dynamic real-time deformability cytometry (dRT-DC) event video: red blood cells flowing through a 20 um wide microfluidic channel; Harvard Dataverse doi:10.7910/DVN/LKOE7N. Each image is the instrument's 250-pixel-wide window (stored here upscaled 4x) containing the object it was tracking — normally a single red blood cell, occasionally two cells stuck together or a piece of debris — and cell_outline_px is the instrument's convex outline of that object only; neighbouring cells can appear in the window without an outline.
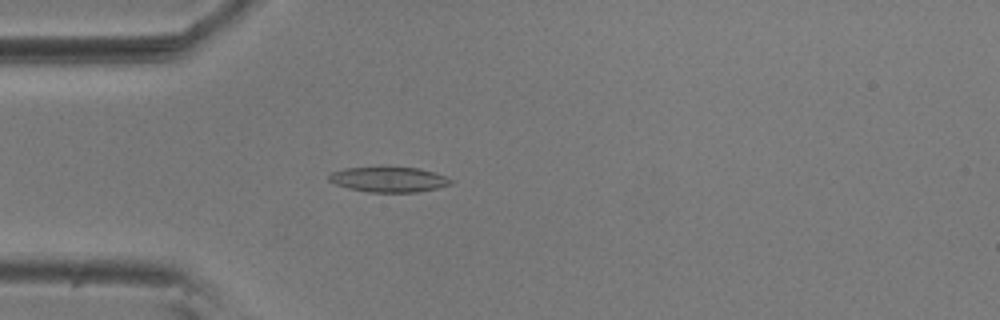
{"species": "common noctule bat (a hibernating species)", "species_latin": "Nyctalus noctula", "temperature_condition": "room temperature", "stored_images_in_passage": 56, "camera_frame_rate_fps": 3000, "um_per_image_px": 0.085, "animal": {"sex": "male", "body_mass_g": 20.5, "forearm_length_mm": 52.5}, "frame": {"image": 1, "passage_image": 16, "time_ms": 5.0, "image_size_px": [1000, 320], "cell_outline_px": [[452, 184], [436, 188], [416, 192], [368, 192], [348, 188], [336, 184], [328, 180], [328, 176], [332, 172], [344, 168], [380, 164], [420, 168], [444, 176], [452, 180]], "centroid_in_image_um": [32.99, 15.2], "position_along_channel_um": 52.0, "area_um2": 18.61}}
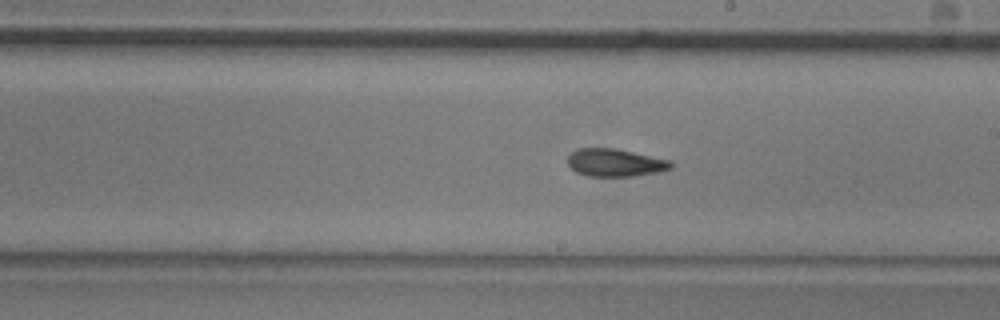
{"frame": {"image": 2, "passage_image": 32, "time_ms": 10.333, "image_size_px": [1000, 320], "cell_outline_px": [[672, 168], [660, 172], [632, 176], [588, 176], [576, 172], [568, 164], [568, 156], [572, 152], [580, 148], [616, 148], [668, 160], [672, 164]], "centroid_in_image_um": [52.27, 13.83], "position_along_channel_um": 236.7, "area_um2": 16.53}}
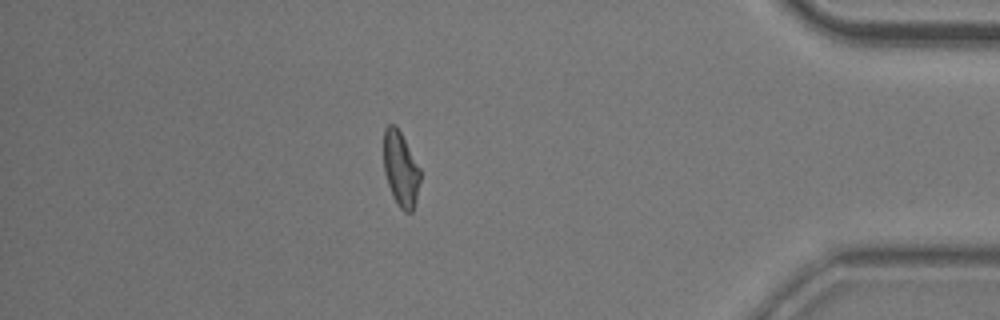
{"frame": {"image": 3, "passage_image": 49, "time_ms": 16.0, "image_size_px": [1000, 320], "cell_outline_px": [[420, 180], [416, 204], [412, 212], [404, 212], [400, 208], [392, 196], [384, 172], [384, 128], [388, 124], [396, 124], [420, 168]], "centroid_in_image_um": [34.06, 14.38], "position_along_channel_um": 401.1, "area_um2": 16.07}, "authors_computed_cell_mechanics": {"area_um2": 16.9354, "velocity_mm_per_s": 3.6202, "shape_relaxation_time_tau1_ms": 6.3909, "shape_relaxation_time_tau2_ms": 2.9796, "deformation_change_tau1": 0.1576, "deformation_change_tau2": 0.0992}}